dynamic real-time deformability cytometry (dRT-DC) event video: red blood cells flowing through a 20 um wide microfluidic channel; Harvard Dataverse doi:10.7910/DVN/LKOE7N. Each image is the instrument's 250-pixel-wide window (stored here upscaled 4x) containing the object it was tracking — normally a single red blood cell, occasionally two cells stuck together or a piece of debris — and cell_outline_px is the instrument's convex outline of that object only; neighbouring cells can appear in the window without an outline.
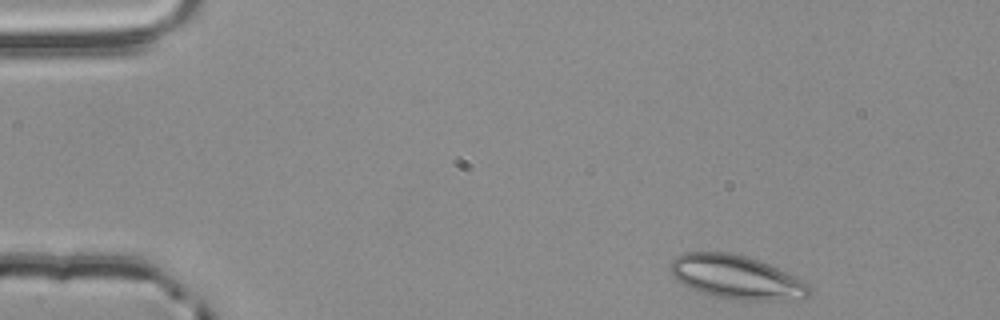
{"species": "common noctule bat (a hibernating species)", "species_latin": "Nyctalus noctula", "temperature_condition": "room temperature", "stored_images_in_passage": 3, "camera_frame_rate_fps": 3000, "um_per_image_px": 0.085, "animal": {"sex": "male", "body_mass_g": 20.4}, "frame": {"image": 1, "passage_image": 1, "time_ms": 0.0, "image_size_px": [1000, 320], "cell_outline_px": [[812, 292], [804, 300], [740, 300], [712, 296], [692, 288], [676, 280], [668, 268], [668, 264], [676, 256], [684, 252], [728, 252], [760, 260], [804, 280], [812, 288]], "centroid_in_image_um": [62.63, 23.57], "position_along_channel_um": 22.4, "area_um2": 35.72}}